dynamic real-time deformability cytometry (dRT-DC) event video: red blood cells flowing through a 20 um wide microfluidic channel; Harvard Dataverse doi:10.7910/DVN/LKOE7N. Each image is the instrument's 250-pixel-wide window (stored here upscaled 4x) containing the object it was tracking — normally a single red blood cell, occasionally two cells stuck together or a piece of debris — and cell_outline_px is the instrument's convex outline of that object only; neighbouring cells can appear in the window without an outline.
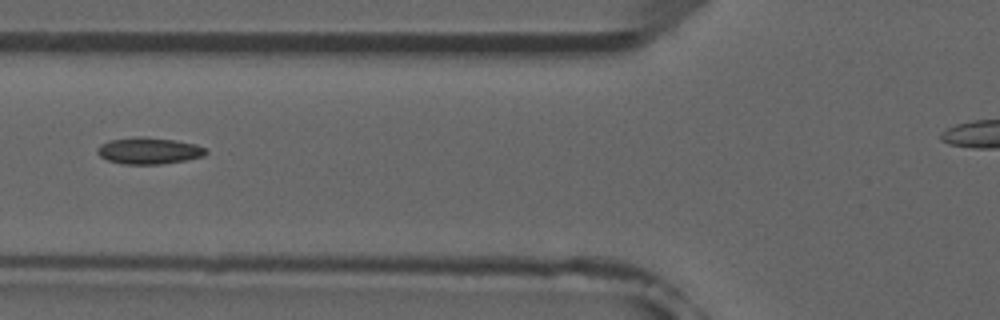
{"species": "common noctule bat (a hibernating species)", "species_latin": "Nyctalus noctula", "temperature_condition": "room temperature", "stored_images_in_passage": 5, "camera_frame_rate_fps": 3000, "um_per_image_px": 0.085, "animal": {"sex": "male", "forearm_length_mm": 52.5}, "frame": {"image": 1, "passage_image": 4, "time_ms": 4.333, "image_size_px": [1000, 320], "cell_outline_px": [[208, 152], [204, 156], [184, 160], [160, 164], [124, 164], [108, 160], [100, 156], [96, 152], [96, 148], [100, 144], [108, 140], [136, 136], [140, 136], [176, 140], [196, 144], [208, 148]], "centroid_in_image_um": [12.65, 12.8], "position_along_channel_um": 113.1, "area_um2": 16.99}}
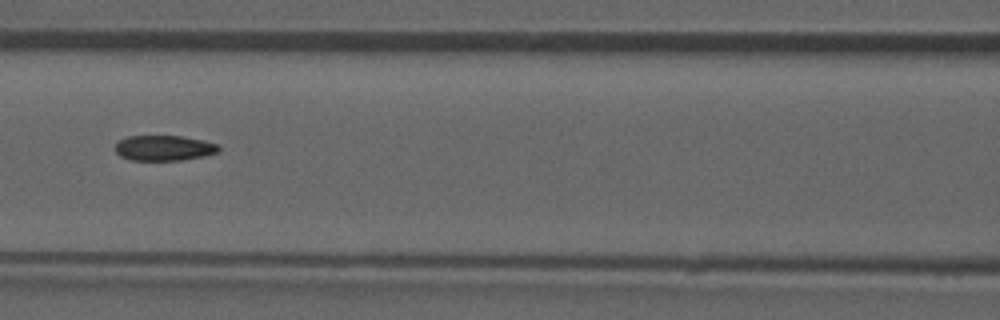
{"frame": {"image": 2, "passage_image": 5, "time_ms": 5.333, "image_size_px": [1000, 320], "cell_outline_px": [[220, 148], [216, 152], [204, 156], [180, 160], [132, 160], [120, 156], [116, 152], [116, 140], [128, 136], [180, 136], [204, 140], [220, 144]], "centroid_in_image_um": [13.93, 12.57], "position_along_channel_um": 152.7, "area_um2": 15.32}}